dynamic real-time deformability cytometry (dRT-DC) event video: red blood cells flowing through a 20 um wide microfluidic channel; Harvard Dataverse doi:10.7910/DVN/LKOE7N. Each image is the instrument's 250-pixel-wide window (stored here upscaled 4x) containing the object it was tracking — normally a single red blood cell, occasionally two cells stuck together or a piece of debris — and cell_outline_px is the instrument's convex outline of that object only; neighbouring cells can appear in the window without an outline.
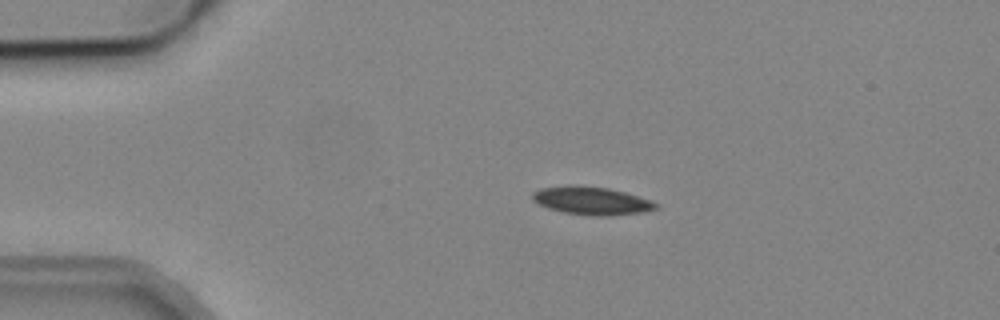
{"species": "common noctule bat (a hibernating species)", "species_latin": "Nyctalus noctula", "temperature_condition": "cold", "stored_images_in_passage": 4, "camera_frame_rate_fps": 3000, "um_per_image_px": 0.085, "animal": {"sex": "male", "body_mass_g": 19.2, "forearm_length_mm": 51.8}, "frame": {"image": 1, "passage_image": 3, "time_ms": 2.333, "image_size_px": [1000, 320], "cell_outline_px": [[660, 208], [644, 212], [608, 216], [596, 216], [564, 212], [548, 208], [532, 200], [532, 192], [540, 188], [568, 184], [576, 184], [608, 188], [624, 192], [652, 200], [660, 204]], "centroid_in_image_um": [50.31, 17.05], "position_along_channel_um": 34.7, "area_um2": 20.46}}